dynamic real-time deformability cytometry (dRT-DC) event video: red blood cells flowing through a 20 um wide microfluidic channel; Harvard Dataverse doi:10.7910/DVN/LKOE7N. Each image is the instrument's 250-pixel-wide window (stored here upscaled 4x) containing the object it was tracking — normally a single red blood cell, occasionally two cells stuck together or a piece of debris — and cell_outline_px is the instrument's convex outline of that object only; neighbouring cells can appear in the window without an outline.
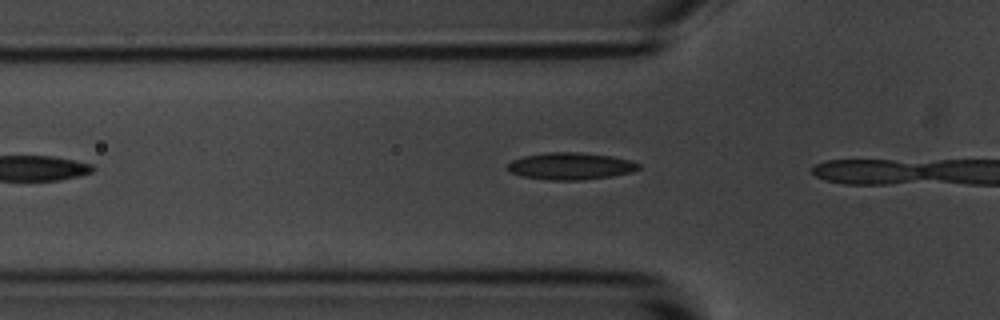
{"species": "common noctule bat (a hibernating species)", "species_latin": "Nyctalus noctula", "temperature_condition": "room temperature", "stored_images_in_passage": 6, "camera_frame_rate_fps": 3000, "um_per_image_px": 0.085, "animal": {"sex": "male", "body_mass_g": 20.1, "forearm_length_mm": 53.5}, "frame": {"image": 1, "passage_image": 3, "time_ms": 2.333, "image_size_px": [1000, 320], "cell_outline_px": [[640, 168], [632, 172], [612, 176], [584, 180], [548, 180], [524, 176], [512, 172], [504, 168], [512, 160], [524, 156], [548, 152], [576, 152], [612, 156], [628, 160], [640, 164]], "centroid_in_image_um": [48.5, 14.12], "position_along_channel_um": 77.3, "area_um2": 20.58}}